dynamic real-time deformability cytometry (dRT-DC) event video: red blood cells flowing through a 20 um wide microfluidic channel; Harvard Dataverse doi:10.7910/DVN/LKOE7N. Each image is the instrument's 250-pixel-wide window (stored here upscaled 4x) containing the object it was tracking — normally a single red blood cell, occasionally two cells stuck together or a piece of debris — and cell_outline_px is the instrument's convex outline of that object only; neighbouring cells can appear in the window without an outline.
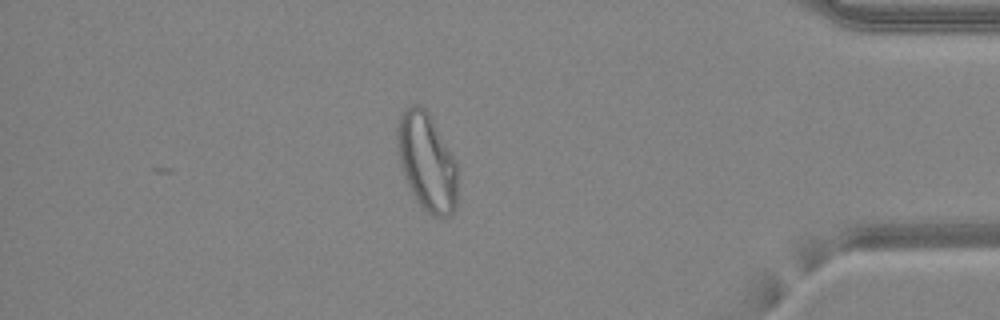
{"species": "common noctule bat (a hibernating species)", "species_latin": "Nyctalus noctula", "temperature_condition": "warm", "stored_images_in_passage": 30, "camera_frame_rate_fps": 3000, "um_per_image_px": 0.085, "animal": {"sex": "female", "body_mass_g": 24.6, "forearm_length_mm": 56.2}, "frame": {"image": 1, "passage_image": 30, "time_ms": 9.667, "image_size_px": [1000, 320], "cell_outline_px": [[456, 208], [452, 216], [432, 216], [416, 200], [404, 176], [400, 164], [396, 144], [396, 128], [400, 116], [412, 104], [420, 104], [428, 112], [456, 160]], "centroid_in_image_um": [36.27, 13.75], "position_along_channel_um": 398.9, "area_um2": 34.22}, "authors_computed_cell_mechanics": {"area_um2": 24.7673, "velocity_mm_per_s": 4.2584, "shape_relaxation_time_tau1_ms": null, "shape_relaxation_time_tau2_ms": 0.8099, "deformation_change_tau1": null, "deformation_change_tau2": 0.0838}}